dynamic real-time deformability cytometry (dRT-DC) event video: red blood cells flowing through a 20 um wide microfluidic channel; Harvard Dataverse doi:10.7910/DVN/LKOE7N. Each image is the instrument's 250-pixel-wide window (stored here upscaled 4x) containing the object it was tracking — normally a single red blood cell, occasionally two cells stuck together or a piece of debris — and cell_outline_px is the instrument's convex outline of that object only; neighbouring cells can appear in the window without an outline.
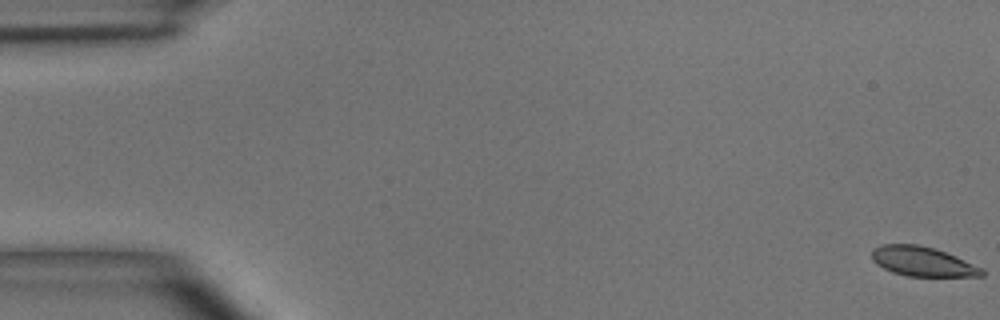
{"species": "common noctule bat (a hibernating species)", "species_latin": "Nyctalus noctula", "temperature_condition": "room temperature", "stored_images_in_passage": 5, "camera_frame_rate_fps": 3000, "um_per_image_px": 0.085, "animal": {"sex": "male", "body_mass_g": 15.6}, "frame": {"image": 1, "passage_image": 1, "time_ms": 0.0, "image_size_px": [1000, 320], "cell_outline_px": [[984, 276], [908, 276], [892, 272], [876, 264], [872, 260], [872, 248], [880, 244], [920, 244], [956, 256], [984, 268]], "centroid_in_image_um": [78.4, 22.22], "position_along_channel_um": 6.6, "area_um2": 19.02}}
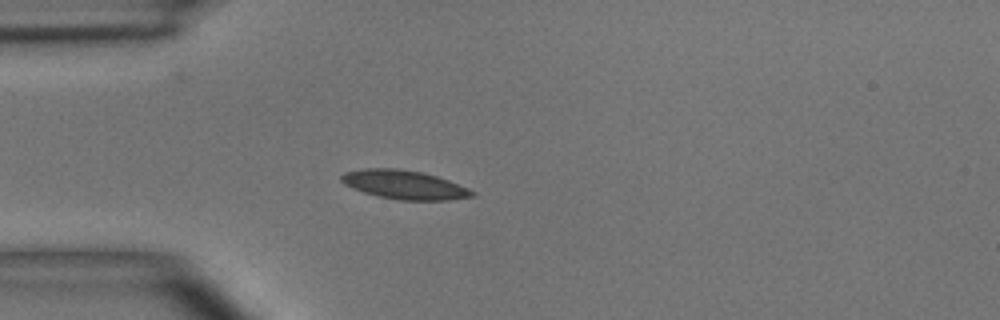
{"frame": {"image": 2, "passage_image": 5, "time_ms": 4.667, "image_size_px": [1000, 320], "cell_outline_px": [[476, 196], [448, 200], [400, 200], [376, 196], [352, 188], [344, 184], [340, 180], [340, 176], [344, 172], [364, 168], [396, 168], [420, 172], [436, 176], [448, 180], [468, 188], [476, 192]], "centroid_in_image_um": [34.35, 15.7], "position_along_channel_um": 50.6, "area_um2": 22.02}}